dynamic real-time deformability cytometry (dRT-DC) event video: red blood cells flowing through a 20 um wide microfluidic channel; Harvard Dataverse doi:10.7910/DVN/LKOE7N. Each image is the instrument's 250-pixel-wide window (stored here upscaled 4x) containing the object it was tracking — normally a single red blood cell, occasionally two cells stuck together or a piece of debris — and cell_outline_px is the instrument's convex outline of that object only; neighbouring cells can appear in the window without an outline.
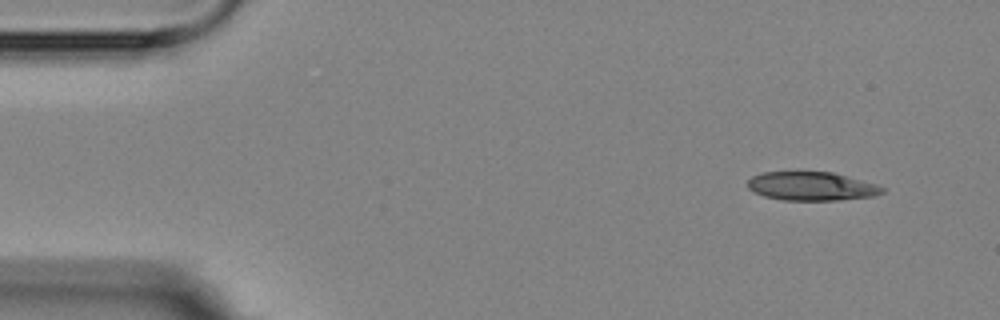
{"species": "Egyptian fruit bat (a non-hibernating species)", "species_latin": "Rousettus aegyptiacus", "temperature_condition": "room temperature", "stored_images_in_passage": 4, "camera_frame_rate_fps": 3000, "um_per_image_px": 0.085, "animal": {"sex": "female"}, "frame": {"image": 1, "passage_image": 1, "time_ms": 0.0, "image_size_px": [1000, 320], "cell_outline_px": [[884, 192], [872, 196], [840, 200], [780, 200], [764, 196], [752, 192], [748, 188], [748, 180], [752, 176], [764, 172], [832, 172], [876, 184], [884, 188]], "centroid_in_image_um": [68.94, 15.83], "position_along_channel_um": 16.1, "area_um2": 22.43}}
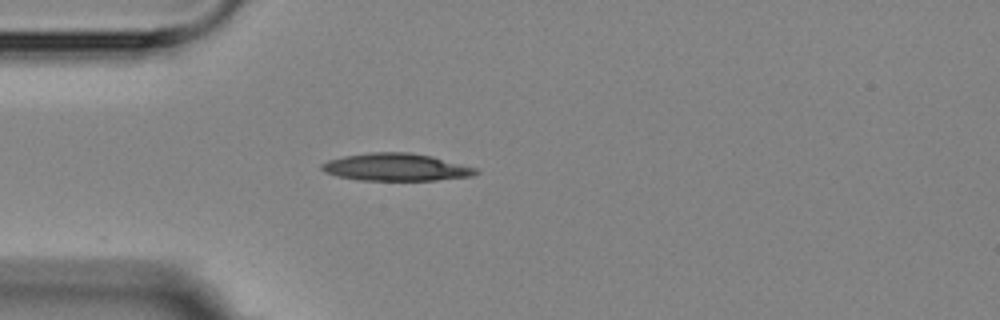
{"frame": {"image": 2, "passage_image": 4, "time_ms": 3.333, "image_size_px": [1000, 320], "cell_outline_px": [[480, 172], [472, 176], [436, 180], [360, 180], [336, 176], [324, 172], [320, 168], [320, 164], [328, 160], [344, 156], [372, 152], [408, 152], [432, 156], [476, 168]], "centroid_in_image_um": [33.64, 14.21], "position_along_channel_um": 51.4, "area_um2": 24.62}}